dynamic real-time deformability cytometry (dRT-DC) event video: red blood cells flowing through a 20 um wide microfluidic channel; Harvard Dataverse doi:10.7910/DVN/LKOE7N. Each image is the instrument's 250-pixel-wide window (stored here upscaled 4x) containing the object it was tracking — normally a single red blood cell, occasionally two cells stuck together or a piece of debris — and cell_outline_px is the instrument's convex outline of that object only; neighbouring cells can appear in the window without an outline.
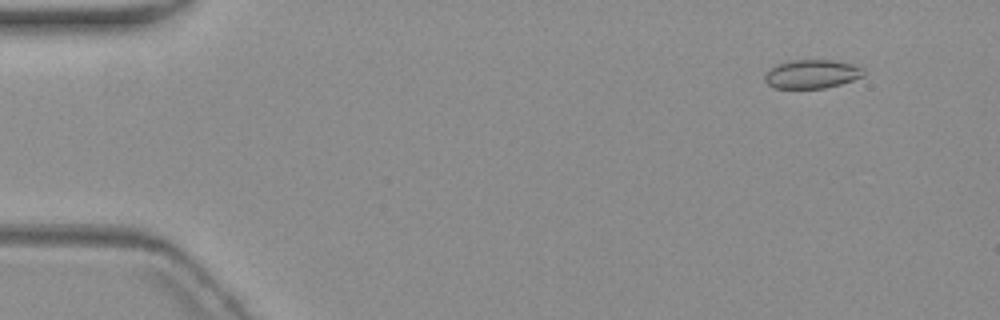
{"species": "common noctule bat (a hibernating species)", "species_latin": "Nyctalus noctula", "temperature_condition": "warm", "stored_images_in_passage": 9, "camera_frame_rate_fps": 3000, "um_per_image_px": 0.085, "animal": {"sex": "female", "body_mass_g": 19.3, "forearm_length_mm": 54.1}, "frame": {"image": 1, "passage_image": 2, "time_ms": 1.0, "image_size_px": [1000, 320], "cell_outline_px": [[864, 76], [840, 84], [824, 88], [776, 88], [768, 84], [764, 80], [764, 76], [776, 64], [792, 60], [832, 60], [852, 64], [864, 68]], "centroid_in_image_um": [69.02, 6.29], "position_along_channel_um": 16.0, "area_um2": 16.42}}
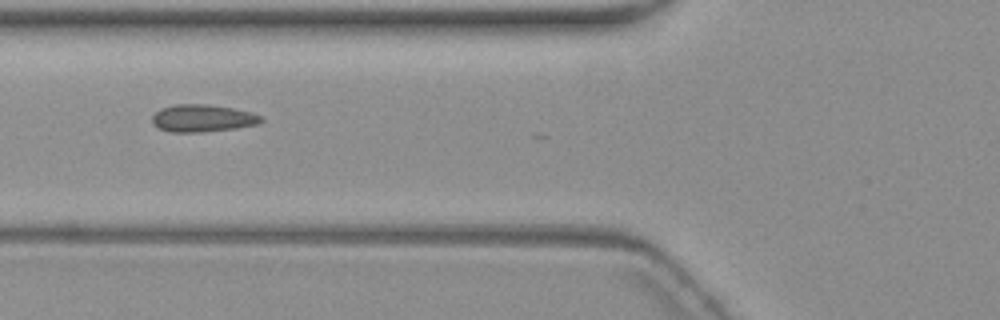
{"frame": {"image": 2, "passage_image": 6, "time_ms": 6.667, "image_size_px": [1000, 320], "cell_outline_px": [[264, 120], [256, 124], [236, 128], [200, 132], [172, 132], [156, 128], [152, 124], [152, 116], [160, 108], [172, 104], [208, 104], [232, 108], [252, 112], [260, 116]], "centroid_in_image_um": [17.16, 10.04], "position_along_channel_um": 108.6, "area_um2": 17.46}}
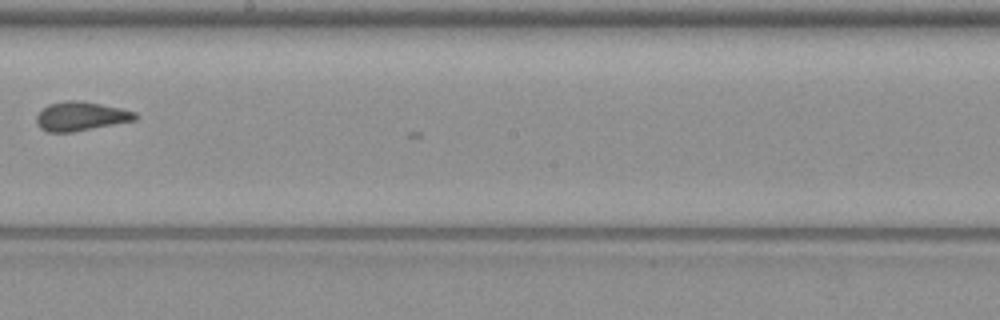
{"frame": {"image": 3, "passage_image": 9, "time_ms": 10.333, "image_size_px": [1000, 320], "cell_outline_px": [[140, 116], [136, 120], [72, 132], [48, 132], [40, 128], [36, 124], [36, 116], [48, 104], [68, 100], [80, 100], [120, 108], [136, 112]], "centroid_in_image_um": [6.88, 9.88], "position_along_channel_um": 241.3, "area_um2": 16.7}}